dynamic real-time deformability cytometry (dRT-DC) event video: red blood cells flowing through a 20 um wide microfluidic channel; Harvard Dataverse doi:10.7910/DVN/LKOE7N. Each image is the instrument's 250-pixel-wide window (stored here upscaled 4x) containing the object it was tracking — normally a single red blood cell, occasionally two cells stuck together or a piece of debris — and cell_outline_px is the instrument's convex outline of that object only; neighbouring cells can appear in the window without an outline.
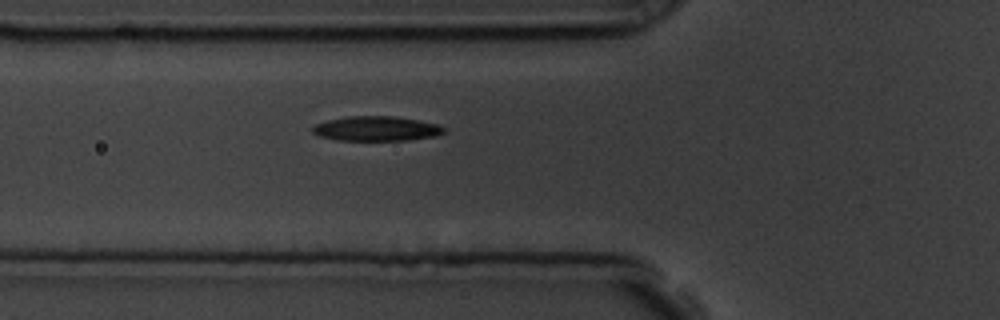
{"species": "common noctule bat (a hibernating species)", "species_latin": "Nyctalus noctula", "temperature_condition": "room temperature", "stored_images_in_passage": 41, "camera_frame_rate_fps": 3000, "um_per_image_px": 0.085, "animal": {"sex": "male", "body_mass_g": 19.5, "forearm_length_mm": 54.6}, "frame": {"image": 1, "passage_image": 5, "time_ms": 1.333, "image_size_px": [1000, 320], "cell_outline_px": [[444, 132], [436, 136], [408, 140], [336, 140], [320, 136], [312, 132], [312, 128], [316, 124], [328, 120], [348, 116], [392, 116], [416, 120], [436, 124], [444, 128]], "centroid_in_image_um": [31.97, 10.94], "position_along_channel_um": 93.8, "area_um2": 18.67}}
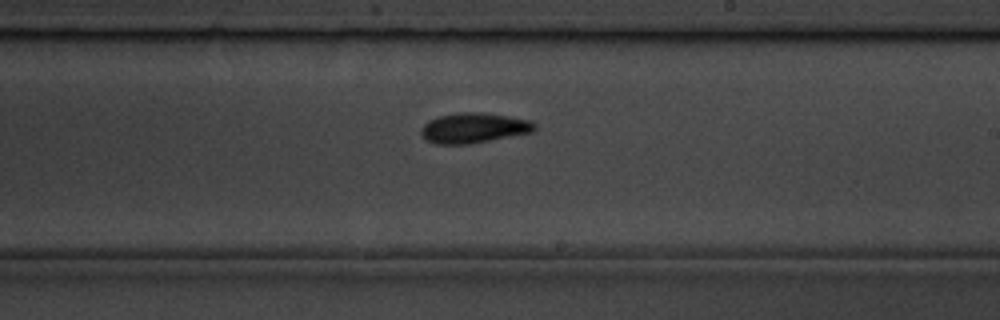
{"frame": {"image": 2, "passage_image": 18, "time_ms": 5.667, "image_size_px": [1000, 320], "cell_outline_px": [[536, 128], [532, 132], [468, 144], [436, 144], [420, 136], [420, 128], [428, 120], [436, 116], [460, 112], [484, 112], [532, 120], [536, 124]], "centroid_in_image_um": [40.24, 10.86], "position_along_channel_um": 248.8, "area_um2": 20.11}}
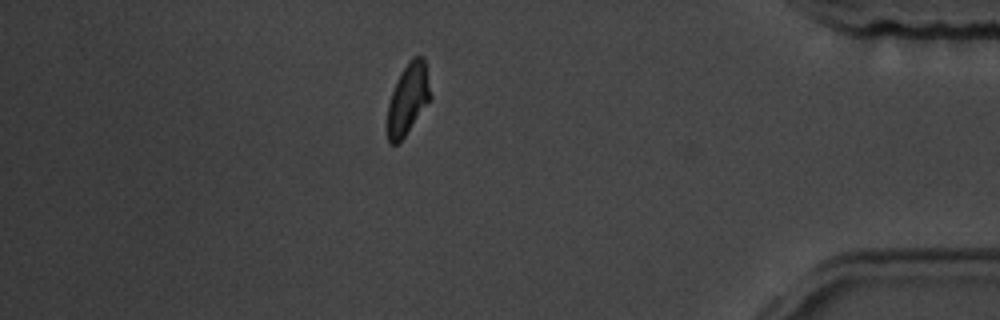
{"frame": {"image": 3, "passage_image": 34, "time_ms": 11.0, "image_size_px": [1000, 320], "cell_outline_px": [[432, 96], [400, 144], [388, 144], [388, 104], [392, 92], [400, 72], [408, 60], [412, 56], [424, 56]], "centroid_in_image_um": [34.68, 8.4], "position_along_channel_um": 400.5, "area_um2": 17.92}, "authors_computed_cell_mechanics": {"area_um2": 18.6694, "velocity_mm_per_s": 3.5767, "shape_relaxation_time_tau1_ms": 3.9271, "shape_relaxation_time_tau2_ms": 7.3776, "deformation_change_tau1": 0.1365, "deformation_change_tau2": 0.1285}}